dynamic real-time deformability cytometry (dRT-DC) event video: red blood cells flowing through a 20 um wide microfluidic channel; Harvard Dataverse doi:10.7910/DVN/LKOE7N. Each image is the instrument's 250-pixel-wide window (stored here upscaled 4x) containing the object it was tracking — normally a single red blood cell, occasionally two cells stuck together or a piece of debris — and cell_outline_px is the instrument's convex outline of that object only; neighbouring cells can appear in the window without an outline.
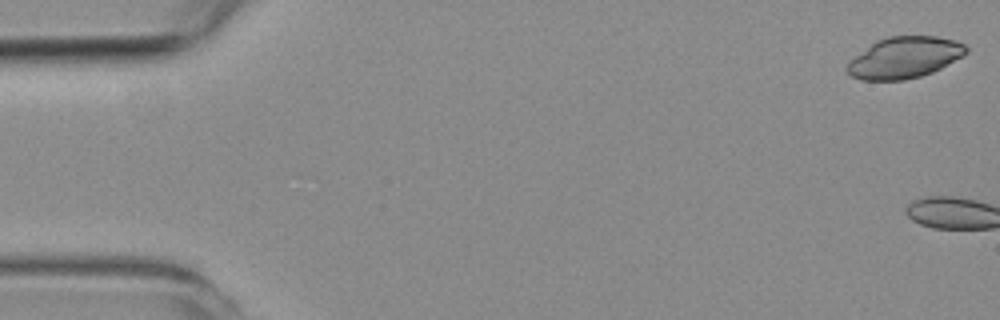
{"species": "common noctule bat (a hibernating species)", "species_latin": "Nyctalus noctula", "temperature_condition": "room temperature", "stored_images_in_passage": 3, "camera_frame_rate_fps": 3000, "um_per_image_px": 0.085, "animal": {"sex": "female", "body_mass_g": 19.3, "forearm_length_mm": 54.1}, "frame": {"image": 1, "passage_image": 1, "time_ms": 0.0, "image_size_px": [1000, 320], "cell_outline_px": [[968, 52], [940, 68], [932, 72], [920, 76], [904, 80], [860, 80], [852, 76], [844, 68], [848, 60], [876, 40], [888, 36], [936, 36], [956, 40], [964, 44], [968, 48]], "centroid_in_image_um": [76.83, 4.89], "position_along_channel_um": 8.2, "area_um2": 28.73}}